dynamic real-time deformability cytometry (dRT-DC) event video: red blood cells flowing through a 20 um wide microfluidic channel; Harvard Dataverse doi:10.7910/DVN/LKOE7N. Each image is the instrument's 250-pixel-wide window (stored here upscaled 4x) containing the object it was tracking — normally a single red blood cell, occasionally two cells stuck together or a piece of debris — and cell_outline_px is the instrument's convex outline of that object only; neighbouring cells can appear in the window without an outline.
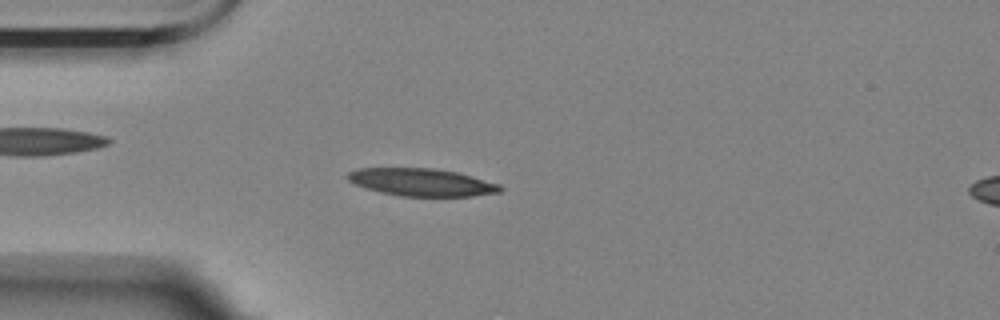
{"species": "Egyptian fruit bat (a non-hibernating species)", "species_latin": "Rousettus aegyptiacus", "temperature_condition": "room temperature", "stored_images_in_passage": 57, "camera_frame_rate_fps": 3000, "um_per_image_px": 0.085, "animal": {"sex": "female"}, "frame": {"image": 1, "passage_image": 14, "time_ms": 4.333, "image_size_px": [1000, 320], "cell_outline_px": [[504, 188], [500, 192], [472, 196], [400, 196], [380, 192], [356, 184], [348, 180], [344, 176], [348, 172], [360, 168], [432, 168], [456, 172], [472, 176], [500, 184]], "centroid_in_image_um": [35.85, 15.49], "position_along_channel_um": 49.2, "area_um2": 24.45}}
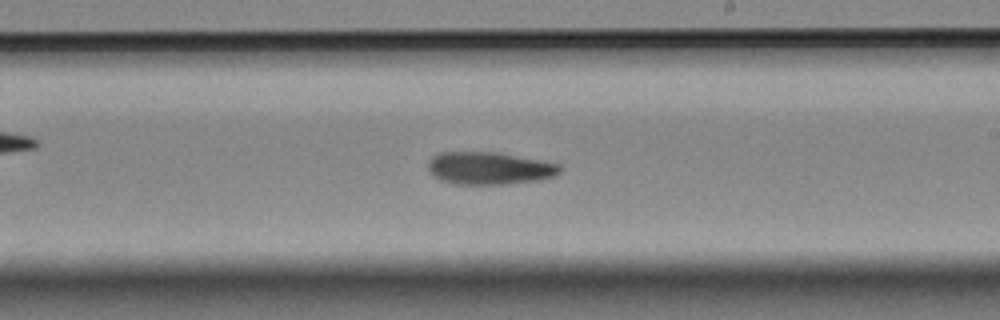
{"frame": {"image": 2, "passage_image": 32, "time_ms": 10.333, "image_size_px": [1000, 320], "cell_outline_px": [[560, 172], [552, 176], [540, 180], [508, 184], [452, 184], [440, 180], [432, 176], [428, 168], [428, 160], [432, 156], [440, 152], [492, 152], [560, 164]], "centroid_in_image_um": [41.52, 14.31], "position_along_channel_um": 247.5, "area_um2": 24.85}}
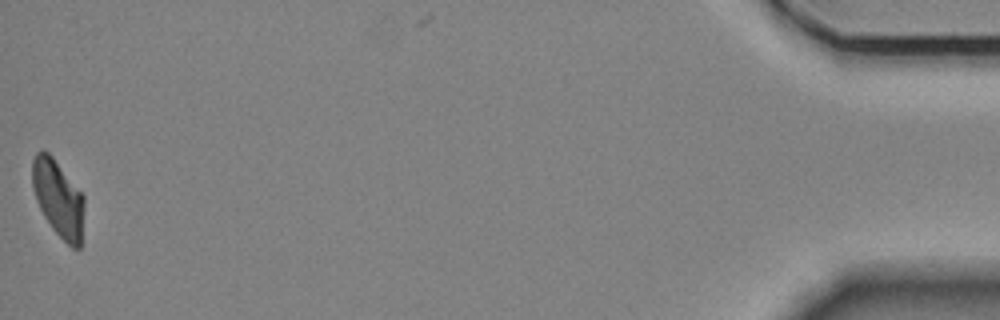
{"frame": {"image": 3, "passage_image": 56, "time_ms": 18.333, "image_size_px": [1000, 320], "cell_outline_px": [[84, 204], [80, 248], [72, 248], [52, 228], [44, 216], [36, 200], [32, 188], [32, 160], [36, 152], [48, 152], [52, 156], [84, 196]], "centroid_in_image_um": [4.94, 16.86], "position_along_channel_um": 430.3, "area_um2": 22.89}}